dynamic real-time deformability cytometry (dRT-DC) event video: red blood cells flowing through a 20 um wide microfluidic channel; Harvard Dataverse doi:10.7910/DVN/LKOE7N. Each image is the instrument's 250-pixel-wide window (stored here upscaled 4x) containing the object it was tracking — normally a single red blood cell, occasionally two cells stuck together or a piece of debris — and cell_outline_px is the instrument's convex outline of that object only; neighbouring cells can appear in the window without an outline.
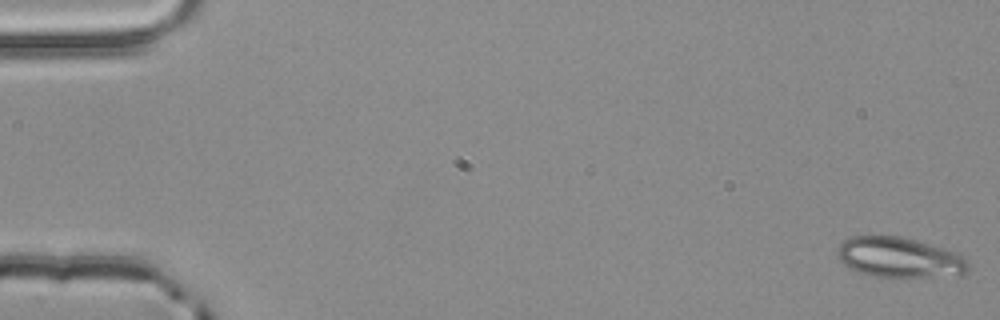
{"species": "common noctule bat (a hibernating species)", "species_latin": "Nyctalus noctula", "temperature_condition": "room temperature", "stored_images_in_passage": 54, "camera_frame_rate_fps": 3000, "um_per_image_px": 0.085, "animal": {"sex": "male", "body_mass_g": 20.4}, "frame": {"image": 1, "passage_image": 1, "time_ms": 0.0, "image_size_px": [1000, 320], "cell_outline_px": [[968, 268], [960, 276], [868, 276], [848, 268], [840, 260], [836, 252], [836, 248], [844, 240], [852, 236], [900, 236], [960, 252], [968, 260]], "centroid_in_image_um": [76.46, 21.88], "position_along_channel_um": 8.5, "area_um2": 30.87}}
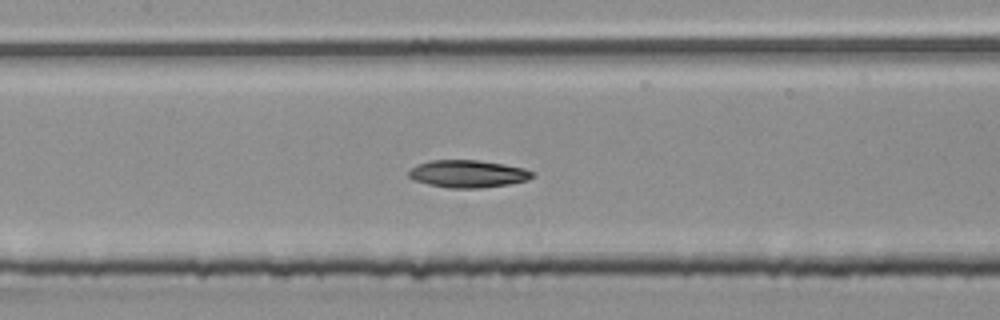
{"frame": {"image": 2, "passage_image": 26, "time_ms": 8.333, "image_size_px": [1000, 320], "cell_outline_px": [[536, 176], [528, 180], [508, 184], [480, 188], [448, 188], [428, 184], [412, 180], [408, 176], [408, 172], [416, 164], [432, 160], [480, 160], [504, 164], [524, 168], [536, 172]], "centroid_in_image_um": [39.79, 14.77], "position_along_channel_um": 167.6, "area_um2": 20.0}}
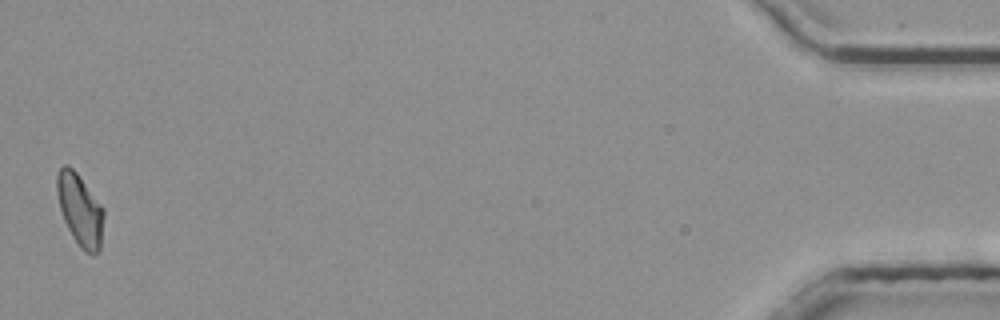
{"frame": {"image": 3, "passage_image": 54, "time_ms": 17.667, "image_size_px": [1000, 320], "cell_outline_px": [[104, 216], [100, 252], [96, 256], [92, 256], [84, 252], [80, 248], [72, 236], [64, 220], [60, 208], [56, 192], [56, 176], [60, 168], [64, 164], [68, 164], [76, 172], [104, 208]], "centroid_in_image_um": [6.81, 17.88], "position_along_channel_um": 428.4, "area_um2": 19.88}, "authors_computed_cell_mechanics": {"area_um2": 19.652, "velocity_mm_per_s": 3.8611, "shape_relaxation_time_tau1_ms": 7.4472, "shape_relaxation_time_tau2_ms": null, "deformation_change_tau1": 0.1631, "deformation_change_tau2": null}}